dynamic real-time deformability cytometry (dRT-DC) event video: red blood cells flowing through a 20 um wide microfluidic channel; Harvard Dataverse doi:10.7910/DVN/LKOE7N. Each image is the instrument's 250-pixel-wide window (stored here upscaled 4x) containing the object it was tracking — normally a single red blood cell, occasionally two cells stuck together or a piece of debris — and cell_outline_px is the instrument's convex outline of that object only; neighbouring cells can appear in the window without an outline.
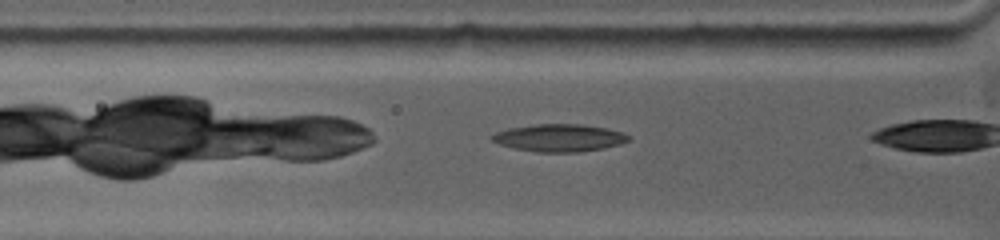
{"species": "common noctule bat (a hibernating species)", "species_latin": "Nyctalus noctula", "temperature_condition": "warm", "stored_images_in_passage": 22, "camera_frame_rate_fps": 5000, "um_per_image_px": 0.085, "animal": {"sex": "female", "body_mass_g": 19.0, "forearm_length_mm": 53.3}, "frame": {"image": 1, "passage_image": 4, "time_ms": 1.2, "image_size_px": [1000, 240], "cell_outline_px": [[632, 140], [620, 144], [604, 148], [580, 152], [536, 152], [516, 148], [500, 144], [492, 140], [488, 136], [496, 132], [508, 128], [536, 124], [584, 124], [604, 128], [620, 132], [632, 136]], "centroid_in_image_um": [47.56, 11.71], "position_along_channel_um": 78.2, "area_um2": 21.91}}